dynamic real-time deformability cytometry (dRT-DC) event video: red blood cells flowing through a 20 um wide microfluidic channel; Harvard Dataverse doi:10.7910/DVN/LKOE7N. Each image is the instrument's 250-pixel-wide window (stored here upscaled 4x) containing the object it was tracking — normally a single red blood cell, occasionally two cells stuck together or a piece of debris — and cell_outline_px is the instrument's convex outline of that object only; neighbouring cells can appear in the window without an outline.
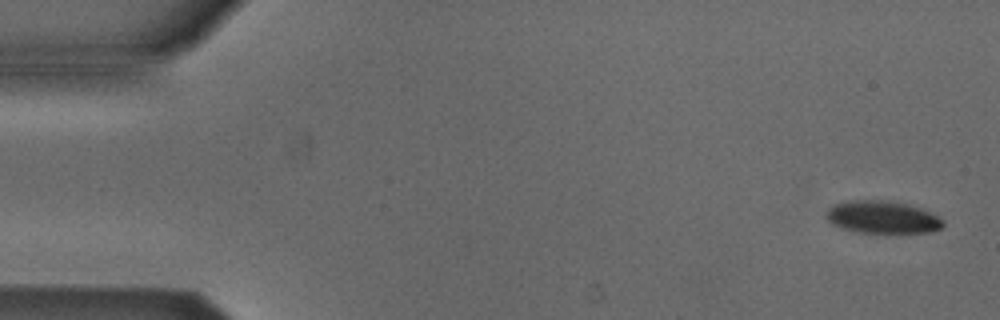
{"species": "Egyptian fruit bat (a non-hibernating species)", "species_latin": "Rousettus aegyptiacus", "temperature_condition": "cold", "stored_images_in_passage": 4, "camera_frame_rate_fps": 3000, "um_per_image_px": 0.085, "animal": {"sex": "male"}, "frame": {"image": 1, "passage_image": 1, "time_ms": 0.0, "image_size_px": [1000, 320], "cell_outline_px": [[944, 224], [940, 228], [932, 232], [860, 232], [844, 228], [832, 224], [824, 216], [828, 208], [832, 204], [852, 200], [884, 200], [904, 204], [920, 208], [944, 220]], "centroid_in_image_um": [74.96, 18.45], "position_along_channel_um": 10.0, "area_um2": 21.79}}
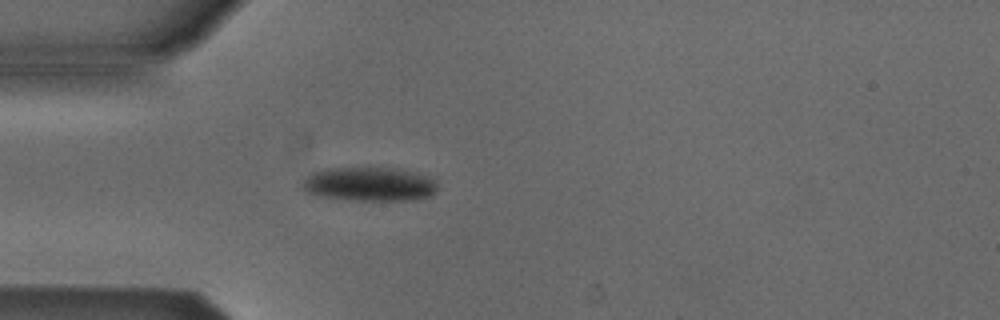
{"frame": {"image": 2, "passage_image": 4, "time_ms": 1.0, "image_size_px": [1000, 320], "cell_outline_px": [[436, 192], [432, 196], [412, 200], [356, 200], [320, 196], [308, 192], [304, 188], [304, 180], [312, 172], [328, 168], [400, 168], [428, 176], [436, 180]], "centroid_in_image_um": [31.47, 15.65], "position_along_channel_um": 53.5, "area_um2": 26.65}}